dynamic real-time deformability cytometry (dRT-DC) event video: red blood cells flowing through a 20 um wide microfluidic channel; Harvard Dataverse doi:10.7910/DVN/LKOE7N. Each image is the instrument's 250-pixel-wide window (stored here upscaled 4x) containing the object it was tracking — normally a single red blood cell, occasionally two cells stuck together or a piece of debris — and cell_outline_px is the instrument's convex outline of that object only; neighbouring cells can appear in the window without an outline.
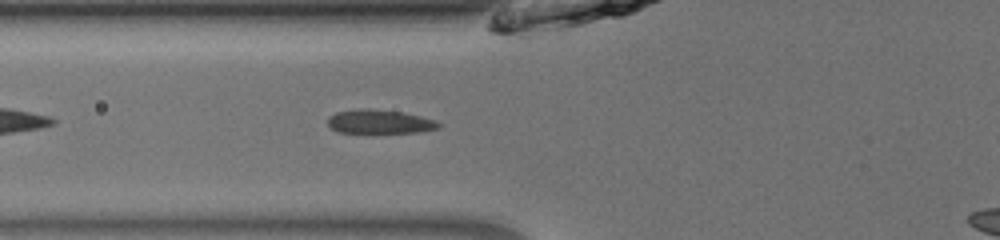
{"species": "common noctule bat (a hibernating species)", "species_latin": "Nyctalus noctula", "temperature_condition": "room temperature", "stored_images_in_passage": 35, "camera_frame_rate_fps": 3000, "um_per_image_px": 0.085, "animal": {"sex": "male", "body_mass_g": 13.0, "forearm_length_mm": 53.1}, "frame": {"image": 1, "passage_image": 6, "time_ms": 1.667, "image_size_px": [1000, 240], "cell_outline_px": [[444, 124], [440, 128], [420, 132], [336, 132], [328, 124], [328, 116], [336, 112], [360, 108], [368, 108], [400, 112], [420, 116], [436, 120]], "centroid_in_image_um": [32.29, 10.34], "position_along_channel_um": 93.5, "area_um2": 15.43}}
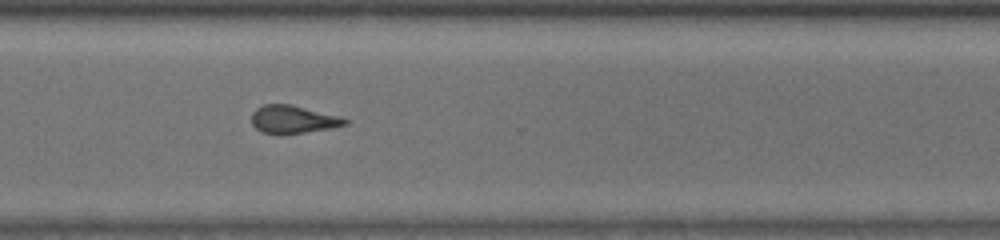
{"frame": {"image": 2, "passage_image": 25, "time_ms": 8.0, "image_size_px": [1000, 240], "cell_outline_px": [[348, 124], [332, 128], [280, 136], [260, 132], [252, 124], [252, 112], [256, 108], [264, 104], [288, 104], [340, 116], [348, 120]], "centroid_in_image_um": [24.88, 10.18], "position_along_channel_um": 345.7, "area_um2": 15.43}}